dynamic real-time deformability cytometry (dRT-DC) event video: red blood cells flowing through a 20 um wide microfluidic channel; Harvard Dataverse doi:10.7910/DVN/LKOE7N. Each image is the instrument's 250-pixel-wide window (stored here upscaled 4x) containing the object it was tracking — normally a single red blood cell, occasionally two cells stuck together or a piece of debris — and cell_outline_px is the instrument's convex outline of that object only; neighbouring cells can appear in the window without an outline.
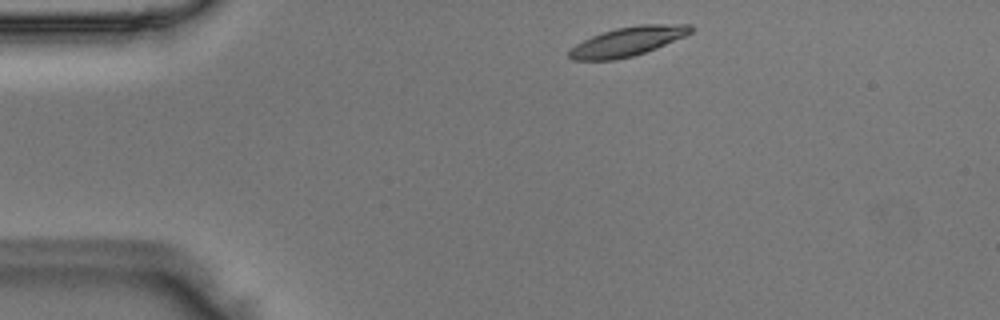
{"species": "Egyptian fruit bat (a non-hibernating species)", "species_latin": "Rousettus aegyptiacus", "temperature_condition": "room temperature", "stored_images_in_passage": 44, "camera_frame_rate_fps": 3000, "um_per_image_px": 0.085, "animal": {"sex": "male"}, "frame": {"image": 1, "passage_image": 2, "time_ms": 0.333, "image_size_px": [1000, 320], "cell_outline_px": [[692, 32], [684, 36], [656, 48], [632, 56], [616, 60], [572, 60], [568, 56], [568, 52], [576, 44], [592, 36], [616, 28], [640, 24], [692, 24]], "centroid_in_image_um": [53.35, 3.52], "position_along_channel_um": 31.7, "area_um2": 20.46}}
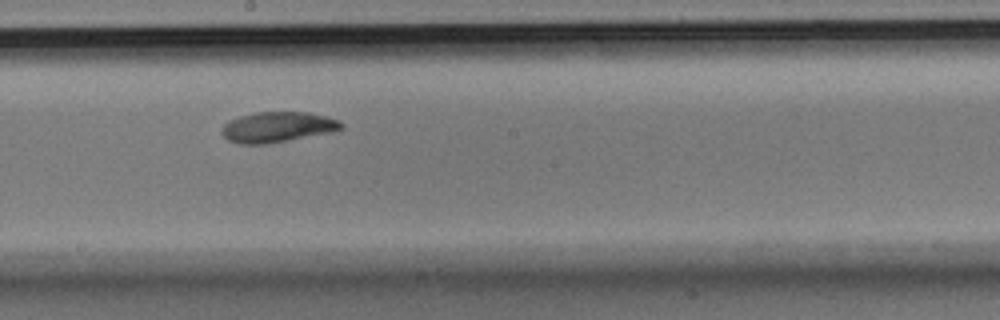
{"frame": {"image": 2, "passage_image": 21, "time_ms": 6.667, "image_size_px": [1000, 320], "cell_outline_px": [[344, 128], [332, 132], [264, 144], [240, 144], [228, 140], [220, 132], [224, 124], [240, 116], [256, 112], [308, 112], [328, 116], [340, 120], [344, 124]], "centroid_in_image_um": [23.63, 10.79], "position_along_channel_um": 224.6, "area_um2": 21.15}}
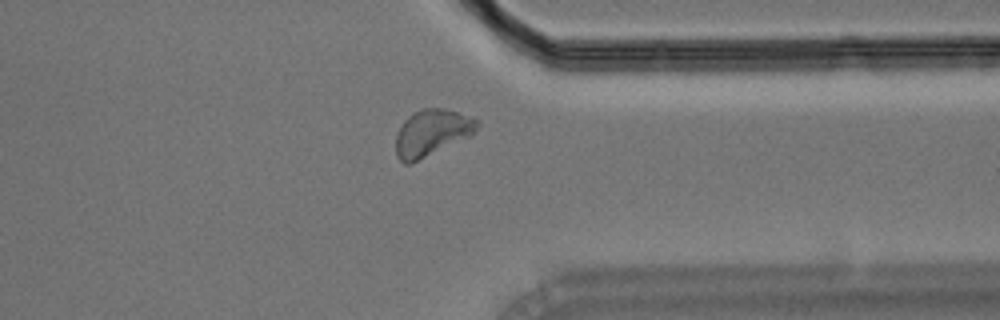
{"frame": {"image": 3, "passage_image": 33, "time_ms": 10.667, "image_size_px": [1000, 320], "cell_outline_px": [[480, 124], [468, 136], [412, 164], [404, 164], [396, 156], [396, 136], [404, 120], [408, 116], [424, 108], [444, 108], [472, 116], [480, 120]], "centroid_in_image_um": [36.69, 11.28], "position_along_channel_um": 374.7, "area_um2": 21.85}}